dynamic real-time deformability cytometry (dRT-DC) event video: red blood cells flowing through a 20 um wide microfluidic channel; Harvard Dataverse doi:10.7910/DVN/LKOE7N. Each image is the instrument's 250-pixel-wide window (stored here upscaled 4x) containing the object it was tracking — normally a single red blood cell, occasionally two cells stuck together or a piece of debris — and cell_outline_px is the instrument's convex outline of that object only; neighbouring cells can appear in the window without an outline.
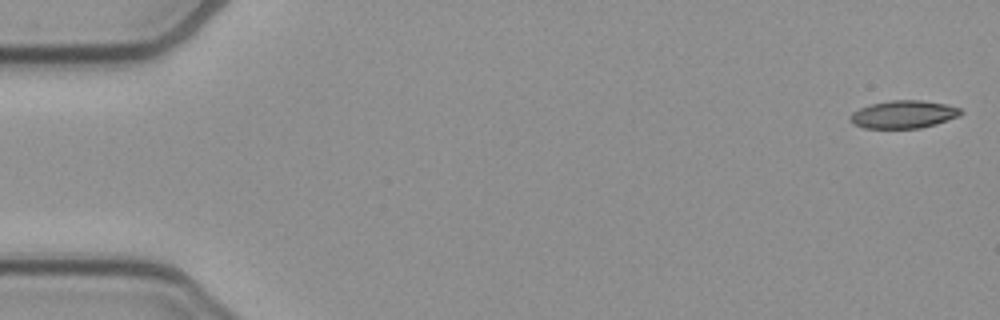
{"species": "common noctule bat (a hibernating species)", "species_latin": "Nyctalus noctula", "temperature_condition": "cold", "stored_images_in_passage": 53, "camera_frame_rate_fps": 3000, "um_per_image_px": 0.085, "animal": {"sex": "female", "body_mass_g": 21.9}, "frame": {"image": 1, "passage_image": 1, "time_ms": 0.0, "image_size_px": [1000, 320], "cell_outline_px": [[964, 112], [960, 116], [936, 124], [920, 128], [864, 128], [852, 124], [852, 112], [860, 108], [872, 104], [892, 100], [920, 100], [948, 104], [960, 108]], "centroid_in_image_um": [76.86, 9.72], "position_along_channel_um": 8.1, "area_um2": 17.86}}
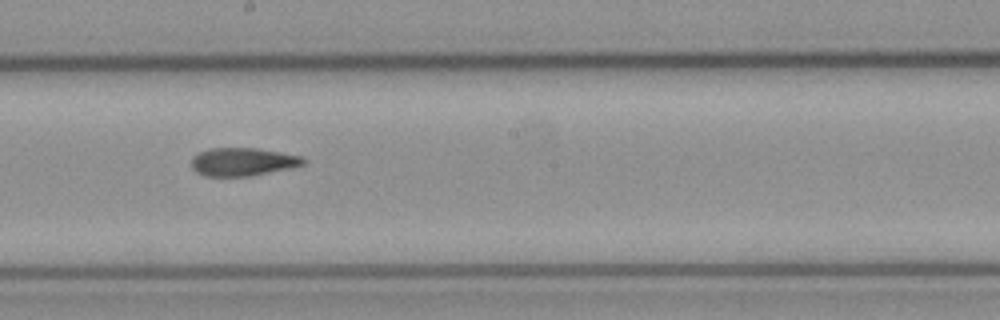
{"frame": {"image": 2, "passage_image": 29, "time_ms": 9.333, "image_size_px": [1000, 320], "cell_outline_px": [[308, 160], [304, 164], [292, 168], [252, 176], [204, 176], [196, 172], [192, 168], [192, 156], [208, 148], [256, 148], [304, 156]], "centroid_in_image_um": [20.67, 13.75], "position_along_channel_um": 227.5, "area_um2": 18.61}}
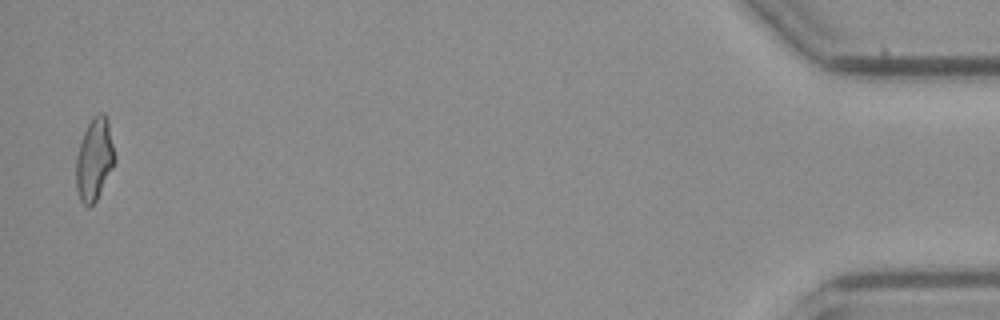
{"frame": {"image": 3, "passage_image": 52, "time_ms": 17.0, "image_size_px": [1000, 320], "cell_outline_px": [[116, 160], [96, 200], [88, 208], [80, 200], [76, 188], [76, 156], [84, 132], [92, 116], [100, 112], [104, 112], [108, 120]], "centroid_in_image_um": [8.02, 13.52], "position_along_channel_um": 427.2, "area_um2": 18.44}, "authors_computed_cell_mechanics": {"area_um2": 18.496, "velocity_mm_per_s": 3.8629, "shape_relaxation_time_tau1_ms": null, "shape_relaxation_time_tau2_ms": 4.331, "deformation_change_tau1": null, "deformation_change_tau2": 0.1287}}